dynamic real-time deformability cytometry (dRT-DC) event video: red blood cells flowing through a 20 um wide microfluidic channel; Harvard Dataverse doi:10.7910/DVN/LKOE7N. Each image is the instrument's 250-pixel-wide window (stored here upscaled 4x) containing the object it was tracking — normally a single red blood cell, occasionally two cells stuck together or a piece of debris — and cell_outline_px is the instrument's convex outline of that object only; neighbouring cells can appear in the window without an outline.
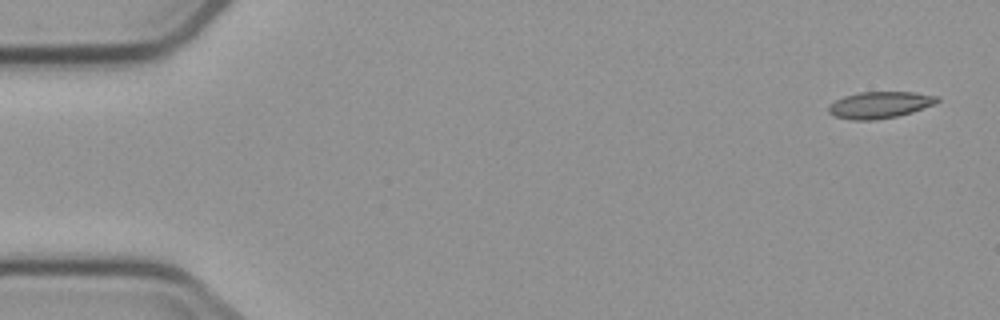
{"species": "common noctule bat (a hibernating species)", "species_latin": "Nyctalus noctula", "temperature_condition": "cold", "stored_images_in_passage": 3, "camera_frame_rate_fps": 3000, "um_per_image_px": 0.085, "animal": {"sex": "male", "body_mass_g": 23.1, "forearm_length_mm": 52.7}, "frame": {"image": 1, "passage_image": 1, "time_ms": 0.0, "image_size_px": [1000, 320], "cell_outline_px": [[940, 100], [936, 104], [912, 112], [896, 116], [872, 120], [852, 120], [836, 116], [828, 112], [828, 104], [844, 96], [860, 92], [916, 92], [940, 96]], "centroid_in_image_um": [74.81, 8.9], "position_along_channel_um": 10.2, "area_um2": 16.94}}